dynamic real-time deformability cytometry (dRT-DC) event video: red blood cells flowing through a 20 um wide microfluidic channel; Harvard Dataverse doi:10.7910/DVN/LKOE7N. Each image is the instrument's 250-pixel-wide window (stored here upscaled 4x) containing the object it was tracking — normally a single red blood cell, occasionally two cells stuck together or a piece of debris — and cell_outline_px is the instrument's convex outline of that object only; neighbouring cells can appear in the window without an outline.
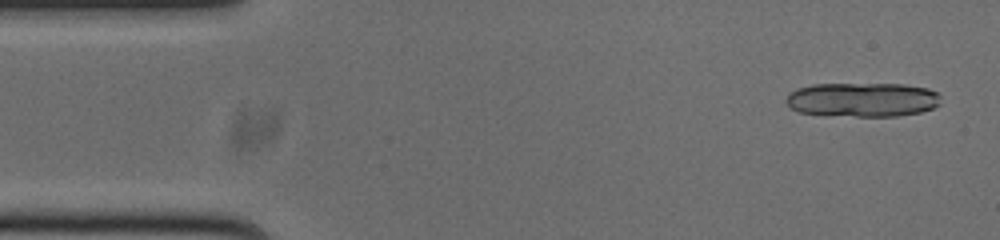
{"species": "common noctule bat (a hibernating species)", "species_latin": "Nyctalus noctula", "temperature_condition": "cold", "stored_images_in_passage": 15, "camera_frame_rate_fps": 3000, "um_per_image_px": 0.085, "animal": {"sex": "male", "body_mass_g": 20.0, "forearm_length_mm": 53.3}, "frame": {"image": 1, "passage_image": 2, "time_ms": 0.333, "image_size_px": [1000, 240], "cell_outline_px": [[940, 104], [932, 108], [920, 112], [896, 116], [856, 116], [800, 112], [792, 108], [788, 104], [788, 96], [796, 88], [812, 84], [904, 84], [928, 88], [936, 92], [940, 96]], "centroid_in_image_um": [73.37, 8.46], "position_along_channel_um": 11.6, "area_um2": 30.58}}